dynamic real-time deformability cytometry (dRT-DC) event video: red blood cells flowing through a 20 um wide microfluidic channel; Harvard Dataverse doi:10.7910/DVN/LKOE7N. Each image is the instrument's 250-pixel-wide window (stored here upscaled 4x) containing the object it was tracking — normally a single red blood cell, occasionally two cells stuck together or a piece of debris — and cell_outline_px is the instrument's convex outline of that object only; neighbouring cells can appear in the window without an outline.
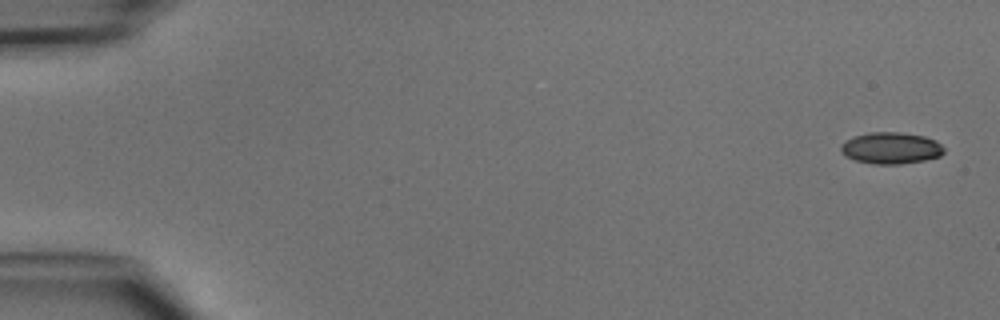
{"species": "common noctule bat (a hibernating species)", "species_latin": "Nyctalus noctula", "temperature_condition": "cold", "stored_images_in_passage": 4, "camera_frame_rate_fps": 3000, "um_per_image_px": 0.085, "animal": {"sex": "male", "body_mass_g": 15.6}, "frame": {"image": 1, "passage_image": 1, "time_ms": 0.0, "image_size_px": [1000, 320], "cell_outline_px": [[944, 152], [940, 156], [924, 160], [900, 164], [872, 164], [856, 160], [844, 156], [840, 152], [840, 144], [852, 136], [868, 132], [900, 132], [924, 136], [936, 140], [944, 148]], "centroid_in_image_um": [75.69, 12.58], "position_along_channel_um": 9.3, "area_um2": 19.19}}
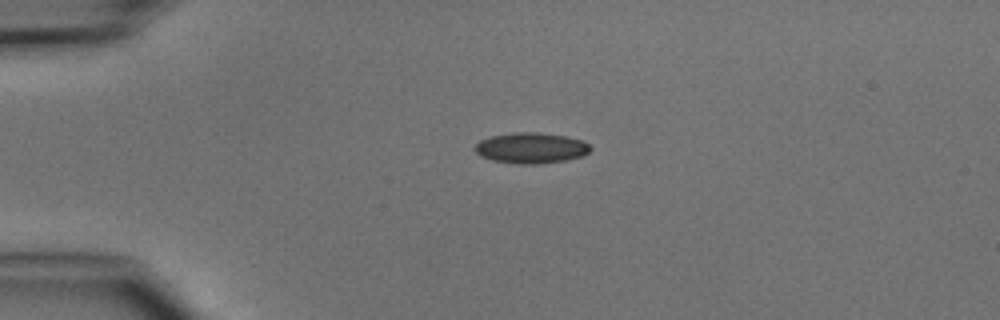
{"frame": {"image": 2, "passage_image": 4, "time_ms": 3.333, "image_size_px": [1000, 320], "cell_outline_px": [[592, 148], [584, 156], [564, 160], [536, 164], [520, 164], [492, 160], [480, 156], [472, 148], [480, 140], [492, 136], [512, 132], [536, 132], [564, 136], [584, 140]], "centroid_in_image_um": [45.13, 12.57], "position_along_channel_um": 39.9, "area_um2": 20.69}}